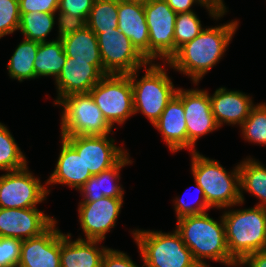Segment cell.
<instances>
[{
  "label": "cell",
  "mask_w": 266,
  "mask_h": 267,
  "mask_svg": "<svg viewBox=\"0 0 266 267\" xmlns=\"http://www.w3.org/2000/svg\"><path fill=\"white\" fill-rule=\"evenodd\" d=\"M176 224V230L200 267L210 266L205 259L227 266H238L228 252L222 216L218 222L205 212L179 218Z\"/></svg>",
  "instance_id": "cell-2"
},
{
  "label": "cell",
  "mask_w": 266,
  "mask_h": 267,
  "mask_svg": "<svg viewBox=\"0 0 266 267\" xmlns=\"http://www.w3.org/2000/svg\"><path fill=\"white\" fill-rule=\"evenodd\" d=\"M19 23V0H0V38L17 31Z\"/></svg>",
  "instance_id": "cell-33"
},
{
  "label": "cell",
  "mask_w": 266,
  "mask_h": 267,
  "mask_svg": "<svg viewBox=\"0 0 266 267\" xmlns=\"http://www.w3.org/2000/svg\"><path fill=\"white\" fill-rule=\"evenodd\" d=\"M153 126L161 133L171 152L188 149L185 112L182 100L177 94L168 102Z\"/></svg>",
  "instance_id": "cell-21"
},
{
  "label": "cell",
  "mask_w": 266,
  "mask_h": 267,
  "mask_svg": "<svg viewBox=\"0 0 266 267\" xmlns=\"http://www.w3.org/2000/svg\"><path fill=\"white\" fill-rule=\"evenodd\" d=\"M58 13V37H62L72 34L73 32L84 29L87 26V21L75 15H71L67 12L57 11Z\"/></svg>",
  "instance_id": "cell-36"
},
{
  "label": "cell",
  "mask_w": 266,
  "mask_h": 267,
  "mask_svg": "<svg viewBox=\"0 0 266 267\" xmlns=\"http://www.w3.org/2000/svg\"><path fill=\"white\" fill-rule=\"evenodd\" d=\"M61 151L54 171L50 174L45 185L63 184L79 190L92 174L85 167L82 156L61 137Z\"/></svg>",
  "instance_id": "cell-22"
},
{
  "label": "cell",
  "mask_w": 266,
  "mask_h": 267,
  "mask_svg": "<svg viewBox=\"0 0 266 267\" xmlns=\"http://www.w3.org/2000/svg\"><path fill=\"white\" fill-rule=\"evenodd\" d=\"M238 266L266 267V250L254 252L246 256Z\"/></svg>",
  "instance_id": "cell-41"
},
{
  "label": "cell",
  "mask_w": 266,
  "mask_h": 267,
  "mask_svg": "<svg viewBox=\"0 0 266 267\" xmlns=\"http://www.w3.org/2000/svg\"><path fill=\"white\" fill-rule=\"evenodd\" d=\"M224 210L228 252L238 264L246 256L266 250V207Z\"/></svg>",
  "instance_id": "cell-3"
},
{
  "label": "cell",
  "mask_w": 266,
  "mask_h": 267,
  "mask_svg": "<svg viewBox=\"0 0 266 267\" xmlns=\"http://www.w3.org/2000/svg\"><path fill=\"white\" fill-rule=\"evenodd\" d=\"M195 186L196 189L199 191L201 198L197 200L195 203H193V205L186 203V201L184 199H181L180 197H176V199L174 200L175 201L174 208L177 215L176 216L177 220L185 216L205 213L206 211L211 209V207L208 205L205 199V194L203 189L196 183V181H195Z\"/></svg>",
  "instance_id": "cell-35"
},
{
  "label": "cell",
  "mask_w": 266,
  "mask_h": 267,
  "mask_svg": "<svg viewBox=\"0 0 266 267\" xmlns=\"http://www.w3.org/2000/svg\"><path fill=\"white\" fill-rule=\"evenodd\" d=\"M238 165L241 205L245 201L243 196L245 190L260 200L255 206L266 207V167L251 157L246 158Z\"/></svg>",
  "instance_id": "cell-25"
},
{
  "label": "cell",
  "mask_w": 266,
  "mask_h": 267,
  "mask_svg": "<svg viewBox=\"0 0 266 267\" xmlns=\"http://www.w3.org/2000/svg\"><path fill=\"white\" fill-rule=\"evenodd\" d=\"M67 60L62 41L57 38L40 42L34 61L36 78L54 76L56 79Z\"/></svg>",
  "instance_id": "cell-26"
},
{
  "label": "cell",
  "mask_w": 266,
  "mask_h": 267,
  "mask_svg": "<svg viewBox=\"0 0 266 267\" xmlns=\"http://www.w3.org/2000/svg\"><path fill=\"white\" fill-rule=\"evenodd\" d=\"M143 68L146 72L140 79H137L139 69L128 74L133 89L134 114L142 113L154 125L178 88L160 64L148 62Z\"/></svg>",
  "instance_id": "cell-5"
},
{
  "label": "cell",
  "mask_w": 266,
  "mask_h": 267,
  "mask_svg": "<svg viewBox=\"0 0 266 267\" xmlns=\"http://www.w3.org/2000/svg\"><path fill=\"white\" fill-rule=\"evenodd\" d=\"M167 4L173 9L175 13L189 12L193 11L191 7L194 3L205 7L209 15L214 19H220L227 11H221L219 8L208 4L205 0H165Z\"/></svg>",
  "instance_id": "cell-37"
},
{
  "label": "cell",
  "mask_w": 266,
  "mask_h": 267,
  "mask_svg": "<svg viewBox=\"0 0 266 267\" xmlns=\"http://www.w3.org/2000/svg\"><path fill=\"white\" fill-rule=\"evenodd\" d=\"M208 4H211L217 8H219L221 11H227L226 6L223 2V0H205Z\"/></svg>",
  "instance_id": "cell-42"
},
{
  "label": "cell",
  "mask_w": 266,
  "mask_h": 267,
  "mask_svg": "<svg viewBox=\"0 0 266 267\" xmlns=\"http://www.w3.org/2000/svg\"><path fill=\"white\" fill-rule=\"evenodd\" d=\"M191 156L194 181L203 189L211 208L228 209L241 204L239 165L228 172L219 161L209 159L198 151L191 152Z\"/></svg>",
  "instance_id": "cell-4"
},
{
  "label": "cell",
  "mask_w": 266,
  "mask_h": 267,
  "mask_svg": "<svg viewBox=\"0 0 266 267\" xmlns=\"http://www.w3.org/2000/svg\"><path fill=\"white\" fill-rule=\"evenodd\" d=\"M203 29L194 11L177 13L174 29L175 53L183 44L198 36Z\"/></svg>",
  "instance_id": "cell-32"
},
{
  "label": "cell",
  "mask_w": 266,
  "mask_h": 267,
  "mask_svg": "<svg viewBox=\"0 0 266 267\" xmlns=\"http://www.w3.org/2000/svg\"><path fill=\"white\" fill-rule=\"evenodd\" d=\"M59 0H19L20 14L28 12L56 13Z\"/></svg>",
  "instance_id": "cell-39"
},
{
  "label": "cell",
  "mask_w": 266,
  "mask_h": 267,
  "mask_svg": "<svg viewBox=\"0 0 266 267\" xmlns=\"http://www.w3.org/2000/svg\"><path fill=\"white\" fill-rule=\"evenodd\" d=\"M118 29L130 40L137 51L149 62V29L144 3L118 0Z\"/></svg>",
  "instance_id": "cell-18"
},
{
  "label": "cell",
  "mask_w": 266,
  "mask_h": 267,
  "mask_svg": "<svg viewBox=\"0 0 266 267\" xmlns=\"http://www.w3.org/2000/svg\"><path fill=\"white\" fill-rule=\"evenodd\" d=\"M144 267H200L175 229L171 233L134 230Z\"/></svg>",
  "instance_id": "cell-6"
},
{
  "label": "cell",
  "mask_w": 266,
  "mask_h": 267,
  "mask_svg": "<svg viewBox=\"0 0 266 267\" xmlns=\"http://www.w3.org/2000/svg\"><path fill=\"white\" fill-rule=\"evenodd\" d=\"M55 221L37 207L0 208V237L27 240L42 234Z\"/></svg>",
  "instance_id": "cell-15"
},
{
  "label": "cell",
  "mask_w": 266,
  "mask_h": 267,
  "mask_svg": "<svg viewBox=\"0 0 266 267\" xmlns=\"http://www.w3.org/2000/svg\"><path fill=\"white\" fill-rule=\"evenodd\" d=\"M102 241L77 238L72 241L71 233L60 231L61 267H101L103 256L108 249L97 245Z\"/></svg>",
  "instance_id": "cell-20"
},
{
  "label": "cell",
  "mask_w": 266,
  "mask_h": 267,
  "mask_svg": "<svg viewBox=\"0 0 266 267\" xmlns=\"http://www.w3.org/2000/svg\"><path fill=\"white\" fill-rule=\"evenodd\" d=\"M56 13L28 12L20 14L18 30L21 31L24 39L46 42L47 38L55 25Z\"/></svg>",
  "instance_id": "cell-28"
},
{
  "label": "cell",
  "mask_w": 266,
  "mask_h": 267,
  "mask_svg": "<svg viewBox=\"0 0 266 267\" xmlns=\"http://www.w3.org/2000/svg\"><path fill=\"white\" fill-rule=\"evenodd\" d=\"M103 63V75H128L148 64L132 45L131 40L118 28L95 33Z\"/></svg>",
  "instance_id": "cell-10"
},
{
  "label": "cell",
  "mask_w": 266,
  "mask_h": 267,
  "mask_svg": "<svg viewBox=\"0 0 266 267\" xmlns=\"http://www.w3.org/2000/svg\"><path fill=\"white\" fill-rule=\"evenodd\" d=\"M40 42L23 39L11 56L7 68L11 79H35L34 61Z\"/></svg>",
  "instance_id": "cell-27"
},
{
  "label": "cell",
  "mask_w": 266,
  "mask_h": 267,
  "mask_svg": "<svg viewBox=\"0 0 266 267\" xmlns=\"http://www.w3.org/2000/svg\"><path fill=\"white\" fill-rule=\"evenodd\" d=\"M122 205L123 198L110 197L79 202V222L86 240L103 241L105 235L115 227Z\"/></svg>",
  "instance_id": "cell-14"
},
{
  "label": "cell",
  "mask_w": 266,
  "mask_h": 267,
  "mask_svg": "<svg viewBox=\"0 0 266 267\" xmlns=\"http://www.w3.org/2000/svg\"><path fill=\"white\" fill-rule=\"evenodd\" d=\"M28 169L0 176V208H33L45 200L50 191Z\"/></svg>",
  "instance_id": "cell-11"
},
{
  "label": "cell",
  "mask_w": 266,
  "mask_h": 267,
  "mask_svg": "<svg viewBox=\"0 0 266 267\" xmlns=\"http://www.w3.org/2000/svg\"><path fill=\"white\" fill-rule=\"evenodd\" d=\"M95 0H59L57 11L67 12L82 17L87 21Z\"/></svg>",
  "instance_id": "cell-38"
},
{
  "label": "cell",
  "mask_w": 266,
  "mask_h": 267,
  "mask_svg": "<svg viewBox=\"0 0 266 267\" xmlns=\"http://www.w3.org/2000/svg\"><path fill=\"white\" fill-rule=\"evenodd\" d=\"M122 1H138V2H143V3H145L147 0H122Z\"/></svg>",
  "instance_id": "cell-43"
},
{
  "label": "cell",
  "mask_w": 266,
  "mask_h": 267,
  "mask_svg": "<svg viewBox=\"0 0 266 267\" xmlns=\"http://www.w3.org/2000/svg\"><path fill=\"white\" fill-rule=\"evenodd\" d=\"M101 267H139L124 252L108 248L103 256ZM142 267H144L142 265Z\"/></svg>",
  "instance_id": "cell-40"
},
{
  "label": "cell",
  "mask_w": 266,
  "mask_h": 267,
  "mask_svg": "<svg viewBox=\"0 0 266 267\" xmlns=\"http://www.w3.org/2000/svg\"><path fill=\"white\" fill-rule=\"evenodd\" d=\"M238 26V21L232 20L223 25L204 28L192 41L179 47L164 64L187 75L197 85L222 58Z\"/></svg>",
  "instance_id": "cell-1"
},
{
  "label": "cell",
  "mask_w": 266,
  "mask_h": 267,
  "mask_svg": "<svg viewBox=\"0 0 266 267\" xmlns=\"http://www.w3.org/2000/svg\"><path fill=\"white\" fill-rule=\"evenodd\" d=\"M209 96L211 110L219 127L223 123L241 126L255 106L251 97L239 90L229 91L225 87H220Z\"/></svg>",
  "instance_id": "cell-19"
},
{
  "label": "cell",
  "mask_w": 266,
  "mask_h": 267,
  "mask_svg": "<svg viewBox=\"0 0 266 267\" xmlns=\"http://www.w3.org/2000/svg\"><path fill=\"white\" fill-rule=\"evenodd\" d=\"M176 94L181 98L184 107L188 149L196 152L197 140L220 128L211 110L209 93L201 89L178 88Z\"/></svg>",
  "instance_id": "cell-13"
},
{
  "label": "cell",
  "mask_w": 266,
  "mask_h": 267,
  "mask_svg": "<svg viewBox=\"0 0 266 267\" xmlns=\"http://www.w3.org/2000/svg\"><path fill=\"white\" fill-rule=\"evenodd\" d=\"M82 156L86 169L92 175L100 174L116 165L128 152L114 145L115 140L101 136H61Z\"/></svg>",
  "instance_id": "cell-12"
},
{
  "label": "cell",
  "mask_w": 266,
  "mask_h": 267,
  "mask_svg": "<svg viewBox=\"0 0 266 267\" xmlns=\"http://www.w3.org/2000/svg\"><path fill=\"white\" fill-rule=\"evenodd\" d=\"M240 127L245 140L266 145V103L255 104Z\"/></svg>",
  "instance_id": "cell-31"
},
{
  "label": "cell",
  "mask_w": 266,
  "mask_h": 267,
  "mask_svg": "<svg viewBox=\"0 0 266 267\" xmlns=\"http://www.w3.org/2000/svg\"><path fill=\"white\" fill-rule=\"evenodd\" d=\"M67 57L90 61L102 74L103 63L96 34L89 28L73 32L60 39Z\"/></svg>",
  "instance_id": "cell-24"
},
{
  "label": "cell",
  "mask_w": 266,
  "mask_h": 267,
  "mask_svg": "<svg viewBox=\"0 0 266 267\" xmlns=\"http://www.w3.org/2000/svg\"><path fill=\"white\" fill-rule=\"evenodd\" d=\"M55 105L63 107L61 136H101L111 134L112 126L104 118L90 93H74Z\"/></svg>",
  "instance_id": "cell-7"
},
{
  "label": "cell",
  "mask_w": 266,
  "mask_h": 267,
  "mask_svg": "<svg viewBox=\"0 0 266 267\" xmlns=\"http://www.w3.org/2000/svg\"><path fill=\"white\" fill-rule=\"evenodd\" d=\"M107 122L123 124L134 115L133 89L129 75H105L90 91Z\"/></svg>",
  "instance_id": "cell-8"
},
{
  "label": "cell",
  "mask_w": 266,
  "mask_h": 267,
  "mask_svg": "<svg viewBox=\"0 0 266 267\" xmlns=\"http://www.w3.org/2000/svg\"><path fill=\"white\" fill-rule=\"evenodd\" d=\"M129 157L127 153L116 165L100 174L92 175L79 189L82 201H97L103 197L123 198L124 190L117 182L120 181L121 168L132 164Z\"/></svg>",
  "instance_id": "cell-23"
},
{
  "label": "cell",
  "mask_w": 266,
  "mask_h": 267,
  "mask_svg": "<svg viewBox=\"0 0 266 267\" xmlns=\"http://www.w3.org/2000/svg\"><path fill=\"white\" fill-rule=\"evenodd\" d=\"M57 220L42 234L22 240L17 267H61Z\"/></svg>",
  "instance_id": "cell-16"
},
{
  "label": "cell",
  "mask_w": 266,
  "mask_h": 267,
  "mask_svg": "<svg viewBox=\"0 0 266 267\" xmlns=\"http://www.w3.org/2000/svg\"><path fill=\"white\" fill-rule=\"evenodd\" d=\"M27 166L26 157L7 126L0 122V170L15 171Z\"/></svg>",
  "instance_id": "cell-30"
},
{
  "label": "cell",
  "mask_w": 266,
  "mask_h": 267,
  "mask_svg": "<svg viewBox=\"0 0 266 267\" xmlns=\"http://www.w3.org/2000/svg\"><path fill=\"white\" fill-rule=\"evenodd\" d=\"M21 243V239L0 237V267H17Z\"/></svg>",
  "instance_id": "cell-34"
},
{
  "label": "cell",
  "mask_w": 266,
  "mask_h": 267,
  "mask_svg": "<svg viewBox=\"0 0 266 267\" xmlns=\"http://www.w3.org/2000/svg\"><path fill=\"white\" fill-rule=\"evenodd\" d=\"M118 0H95L87 18V27L94 33L118 28Z\"/></svg>",
  "instance_id": "cell-29"
},
{
  "label": "cell",
  "mask_w": 266,
  "mask_h": 267,
  "mask_svg": "<svg viewBox=\"0 0 266 267\" xmlns=\"http://www.w3.org/2000/svg\"><path fill=\"white\" fill-rule=\"evenodd\" d=\"M144 11L149 29V62L158 58L168 62L175 54L174 29L177 13L165 0H147Z\"/></svg>",
  "instance_id": "cell-9"
},
{
  "label": "cell",
  "mask_w": 266,
  "mask_h": 267,
  "mask_svg": "<svg viewBox=\"0 0 266 267\" xmlns=\"http://www.w3.org/2000/svg\"><path fill=\"white\" fill-rule=\"evenodd\" d=\"M104 77L90 61L76 60L67 57L65 64L55 79L57 99L54 105L65 96L89 91Z\"/></svg>",
  "instance_id": "cell-17"
}]
</instances>
